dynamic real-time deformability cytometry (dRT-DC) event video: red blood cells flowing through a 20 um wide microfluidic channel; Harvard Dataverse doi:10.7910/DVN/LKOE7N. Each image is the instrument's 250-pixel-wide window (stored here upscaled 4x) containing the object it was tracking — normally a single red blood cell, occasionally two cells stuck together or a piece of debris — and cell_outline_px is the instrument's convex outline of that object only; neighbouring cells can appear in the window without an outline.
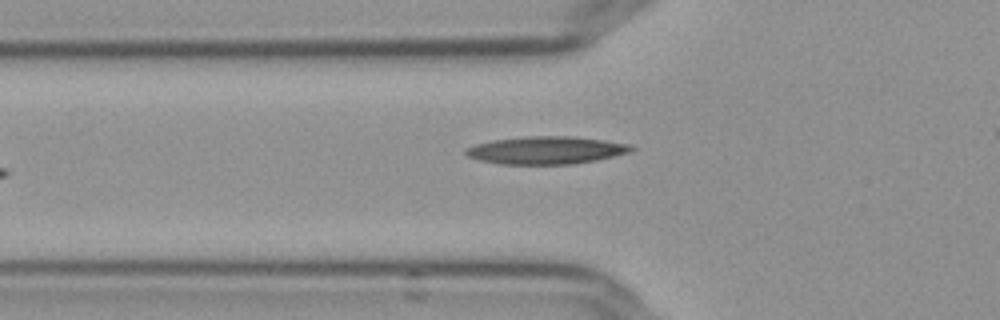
{"species": "Egyptian fruit bat (a non-hibernating species)", "species_latin": "Rousettus aegyptiacus", "temperature_condition": "cold", "stored_images_in_passage": 33, "camera_frame_rate_fps": 3000, "um_per_image_px": 0.085, "frame": {"image": 1, "passage_image": 3, "time_ms": 0.667, "image_size_px": [1000, 320], "cell_outline_px": [[636, 148], [632, 152], [596, 160], [572, 164], [500, 164], [480, 160], [468, 156], [464, 152], [464, 148], [476, 144], [492, 140], [524, 136], [572, 136], [604, 140], [632, 144]], "centroid_in_image_um": [46.45, 12.76], "position_along_channel_um": 79.4, "area_um2": 26.88}}
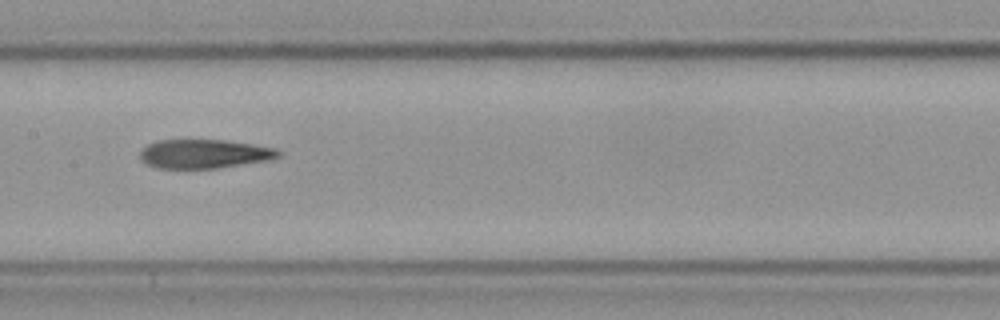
{"frame": {"image": 2, "passage_image": 12, "time_ms": 3.667, "image_size_px": [1000, 320], "cell_outline_px": [[284, 152], [280, 156], [272, 160], [216, 168], [156, 168], [140, 160], [140, 152], [148, 144], [156, 140], [228, 140], [276, 148]], "centroid_in_image_um": [17.41, 13.07], "position_along_channel_um": 190.0, "area_um2": 23.52}}
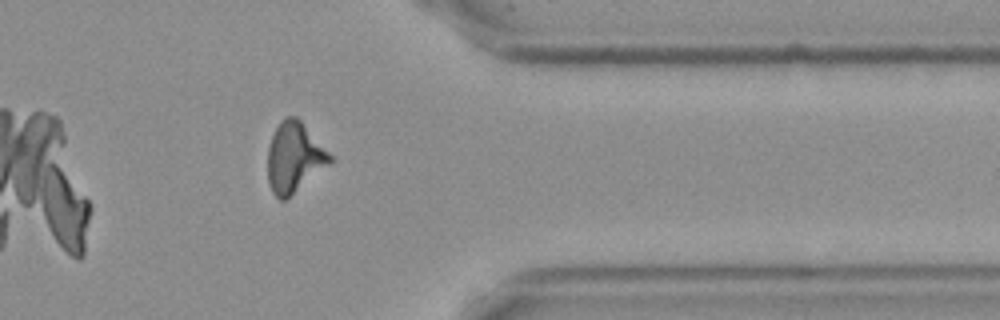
{"frame": {"image": 3, "passage_image": 29, "time_ms": 9.333, "image_size_px": [1000, 320], "cell_outline_px": [[332, 164], [284, 200], [280, 200], [272, 192], [268, 184], [268, 148], [272, 136], [280, 120], [288, 116], [296, 116], [300, 120], [332, 156]], "centroid_in_image_um": [25.01, 13.39], "position_along_channel_um": 386.4, "area_um2": 25.32}, "authors_computed_cell_mechanics": {"area_um2": 24.3916, "velocity_mm_per_s": 3.6444, "shape_relaxation_time_tau1_ms": null, "shape_relaxation_time_tau2_ms": 4.3284, "deformation_change_tau1": null, "deformation_change_tau2": 0.1546}}